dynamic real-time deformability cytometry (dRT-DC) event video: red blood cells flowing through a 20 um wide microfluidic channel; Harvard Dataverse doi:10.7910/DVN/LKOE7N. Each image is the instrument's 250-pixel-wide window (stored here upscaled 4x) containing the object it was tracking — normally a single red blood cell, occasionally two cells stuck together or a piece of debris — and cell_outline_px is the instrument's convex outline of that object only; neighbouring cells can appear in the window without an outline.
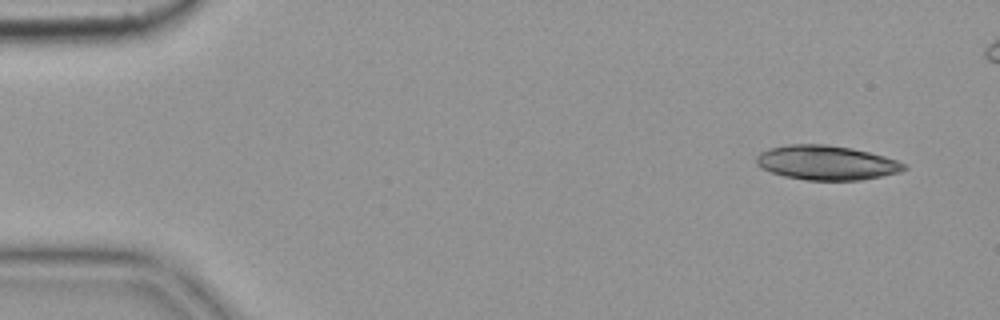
{"species": "common noctule bat (a hibernating species)", "species_latin": "Nyctalus noctula", "temperature_condition": "cold", "stored_images_in_passage": 5, "camera_frame_rate_fps": 3000, "um_per_image_px": 0.085, "animal": {"sex": "female", "body_mass_g": 19.9}, "frame": {"image": 1, "passage_image": 1, "time_ms": 0.0, "image_size_px": [1000, 320], "cell_outline_px": [[908, 168], [900, 172], [860, 180], [804, 180], [784, 176], [760, 168], [756, 164], [756, 156], [760, 152], [768, 148], [788, 144], [828, 144], [852, 148], [884, 156], [908, 164]], "centroid_in_image_um": [70.23, 13.82], "position_along_channel_um": 14.8, "area_um2": 29.82}}